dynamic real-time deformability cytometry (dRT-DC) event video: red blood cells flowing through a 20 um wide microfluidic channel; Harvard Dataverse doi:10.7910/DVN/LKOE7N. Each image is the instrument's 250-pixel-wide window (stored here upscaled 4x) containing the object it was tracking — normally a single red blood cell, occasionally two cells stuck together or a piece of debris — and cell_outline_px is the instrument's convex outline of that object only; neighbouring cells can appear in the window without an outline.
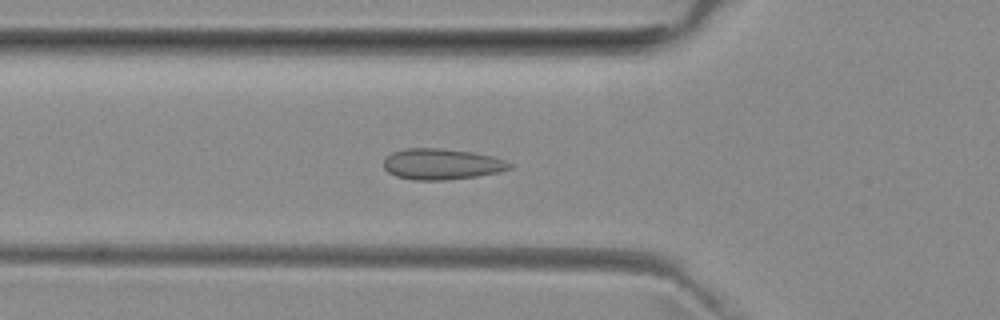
{"species": "common noctule bat (a hibernating species)", "species_latin": "Nyctalus noctula", "temperature_condition": "room temperature", "stored_images_in_passage": 40, "camera_frame_rate_fps": 3000, "um_per_image_px": 0.085, "animal": {"sex": "female", "body_mass_g": 29.2, "forearm_length_mm": 56.3}, "frame": {"image": 1, "passage_image": 6, "time_ms": 1.667, "image_size_px": [1000, 320], "cell_outline_px": [[512, 168], [500, 172], [476, 176], [444, 180], [412, 180], [396, 176], [388, 172], [384, 168], [384, 160], [392, 152], [408, 148], [440, 148], [472, 152], [492, 156], [504, 160], [512, 164]], "centroid_in_image_um": [37.55, 13.95], "position_along_channel_um": 88.3, "area_um2": 22.66}}
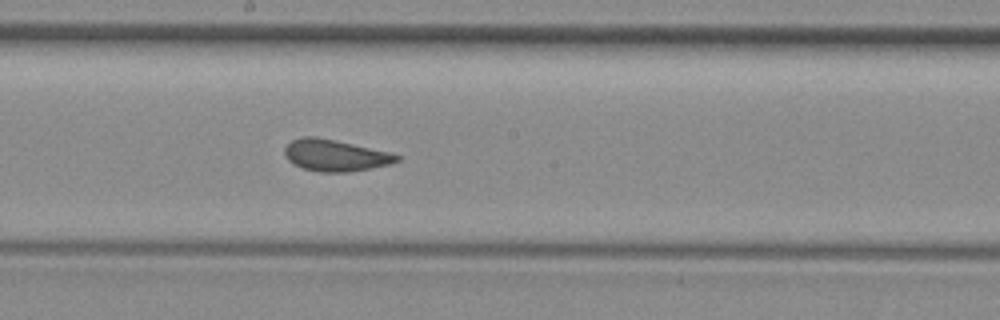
{"frame": {"image": 2, "passage_image": 16, "time_ms": 5.0, "image_size_px": [1000, 320], "cell_outline_px": [[400, 160], [388, 164], [348, 172], [320, 172], [304, 168], [292, 164], [288, 160], [284, 152], [284, 148], [292, 140], [304, 136], [316, 136], [392, 152], [400, 156]], "centroid_in_image_um": [28.48, 13.19], "position_along_channel_um": 219.7, "area_um2": 20.58}}
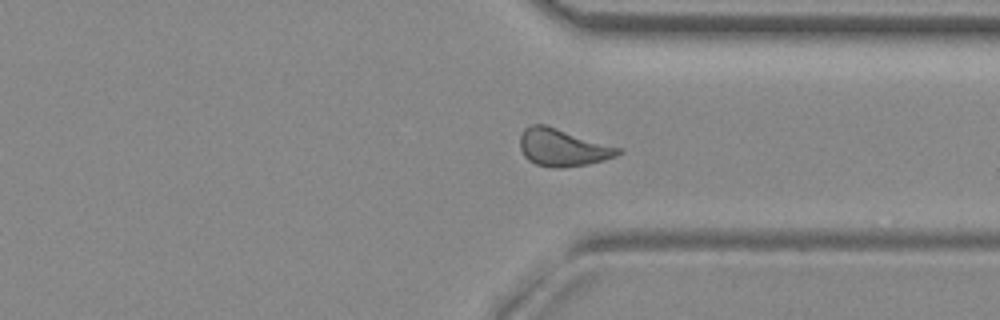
{"frame": {"image": 3, "passage_image": 27, "time_ms": 8.667, "image_size_px": [1000, 320], "cell_outline_px": [[624, 152], [616, 156], [604, 160], [588, 164], [560, 168], [556, 168], [536, 164], [528, 160], [524, 156], [520, 148], [520, 136], [524, 128], [532, 124], [544, 124], [624, 148]], "centroid_in_image_um": [47.86, 12.53], "position_along_channel_um": 363.5, "area_um2": 21.62}, "authors_computed_cell_mechanics": {"area_um2": 20.7502, "velocity_mm_per_s": 3.9303, "shape_relaxation_time_tau1_ms": null, "shape_relaxation_time_tau2_ms": 0.9177, "deformation_change_tau1": null, "deformation_change_tau2": 0.0662}}